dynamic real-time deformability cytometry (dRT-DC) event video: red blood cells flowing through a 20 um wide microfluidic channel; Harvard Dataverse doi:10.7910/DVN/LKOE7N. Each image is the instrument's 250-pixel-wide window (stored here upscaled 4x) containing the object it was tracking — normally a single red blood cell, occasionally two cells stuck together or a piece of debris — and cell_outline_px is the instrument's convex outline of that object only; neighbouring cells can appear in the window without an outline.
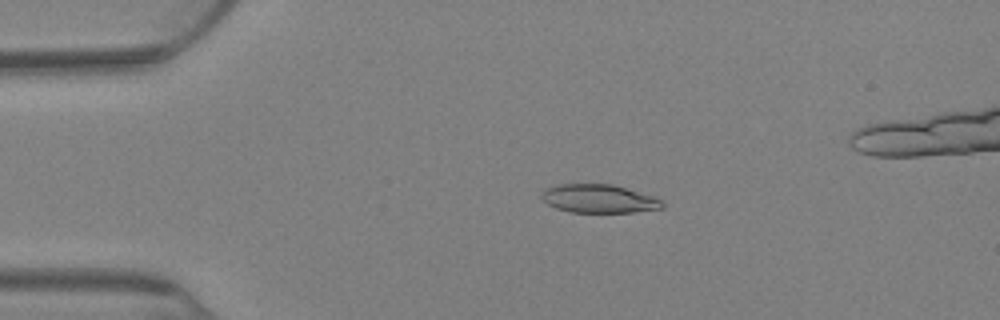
{"species": "Egyptian fruit bat (a non-hibernating species)", "species_latin": "Rousettus aegyptiacus", "temperature_condition": "warm", "stored_images_in_passage": 78, "camera_frame_rate_fps": 3000, "um_per_image_px": 0.085, "animal": {"sex": "female"}, "frame": {"image": 1, "passage_image": 17, "time_ms": 5.333, "image_size_px": [1000, 320], "cell_outline_px": [[664, 208], [632, 212], [572, 212], [556, 208], [548, 204], [540, 196], [544, 188], [560, 184], [612, 184], [652, 196], [660, 200], [664, 204]], "centroid_in_image_um": [50.87, 16.88], "position_along_channel_um": 34.1, "area_um2": 19.83}}
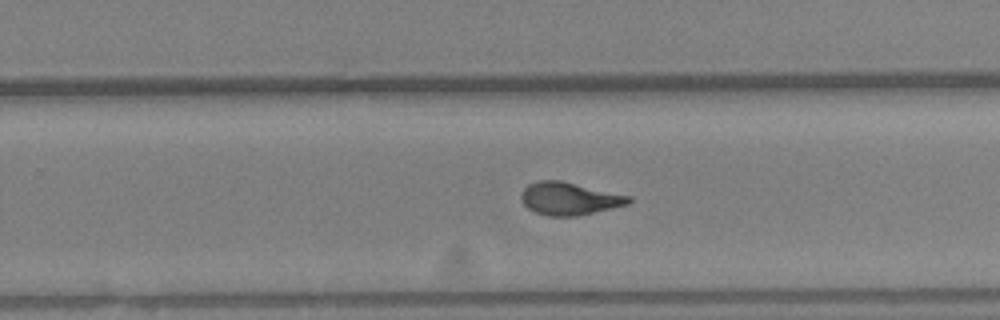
{"frame": {"image": 2, "passage_image": 50, "time_ms": 16.333, "image_size_px": [1000, 320], "cell_outline_px": [[632, 200], [628, 204], [576, 216], [548, 216], [536, 212], [528, 208], [524, 204], [520, 196], [524, 188], [528, 184], [536, 180], [560, 180], [632, 196]], "centroid_in_image_um": [48.38, 16.87], "position_along_channel_um": 281.4, "area_um2": 20.4}}
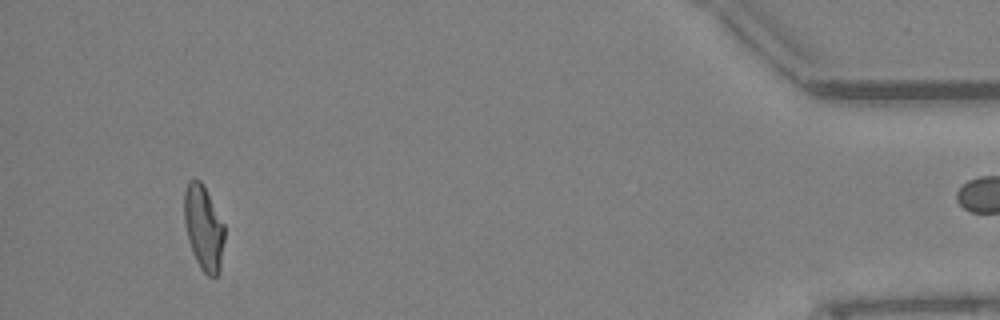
{"frame": {"image": 3, "passage_image": 73, "time_ms": 24.0, "image_size_px": [1000, 320], "cell_outline_px": [[224, 240], [220, 272], [216, 276], [208, 276], [200, 268], [192, 252], [188, 240], [184, 224], [184, 192], [188, 180], [200, 180], [224, 224]], "centroid_in_image_um": [17.3, 19.39], "position_along_channel_um": 417.9, "area_um2": 19.83}}